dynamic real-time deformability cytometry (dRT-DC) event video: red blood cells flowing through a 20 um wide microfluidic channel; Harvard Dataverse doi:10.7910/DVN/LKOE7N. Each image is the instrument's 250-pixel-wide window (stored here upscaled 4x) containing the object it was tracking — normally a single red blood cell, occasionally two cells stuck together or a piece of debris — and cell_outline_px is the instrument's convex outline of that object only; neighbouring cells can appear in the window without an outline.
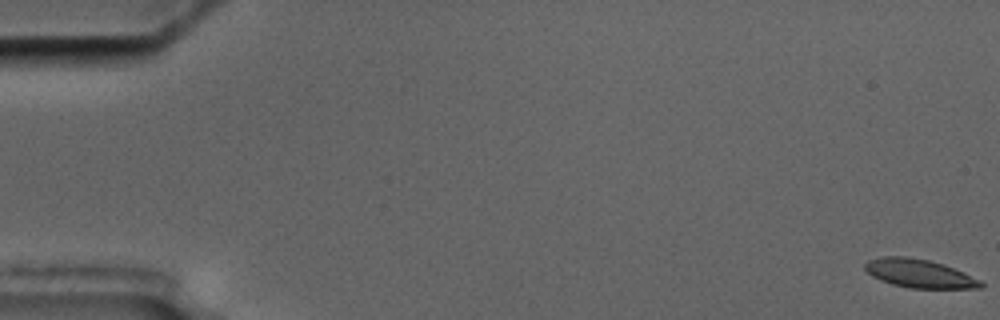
{"species": "common noctule bat (a hibernating species)", "species_latin": "Nyctalus noctula", "temperature_condition": "cold", "stored_images_in_passage": 5, "camera_frame_rate_fps": 3000, "um_per_image_px": 0.085, "animal": {"sex": "male", "body_mass_g": 17.5, "forearm_length_mm": 52.3}, "frame": {"image": 1, "passage_image": 1, "time_ms": 0.0, "image_size_px": [1000, 320], "cell_outline_px": [[984, 284], [980, 288], [908, 288], [892, 284], [880, 280], [872, 276], [864, 268], [864, 264], [868, 260], [880, 256], [904, 256], [928, 260], [944, 264], [964, 272], [980, 280]], "centroid_in_image_um": [78.12, 23.24], "position_along_channel_um": 6.9, "area_um2": 19.25}}
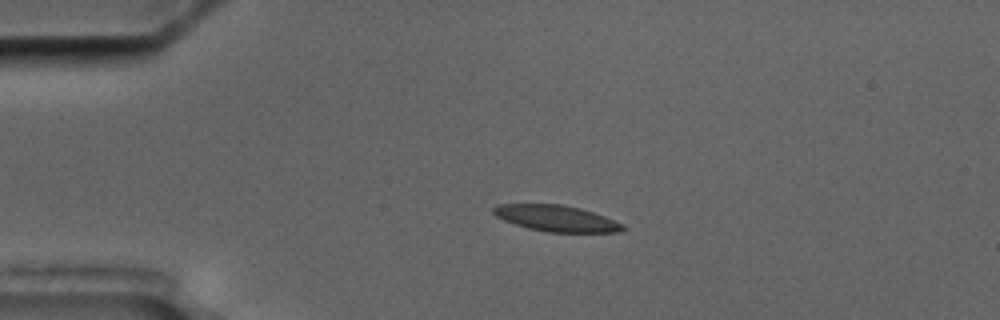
{"frame": {"image": 2, "passage_image": 4, "time_ms": 4.333, "image_size_px": [1000, 320], "cell_outline_px": [[624, 228], [620, 232], [548, 232], [528, 228], [504, 220], [496, 216], [492, 212], [492, 208], [496, 204], [560, 204], [580, 208], [604, 216], [624, 224]], "centroid_in_image_um": [47.27, 18.55], "position_along_channel_um": 37.7, "area_um2": 19.59}}